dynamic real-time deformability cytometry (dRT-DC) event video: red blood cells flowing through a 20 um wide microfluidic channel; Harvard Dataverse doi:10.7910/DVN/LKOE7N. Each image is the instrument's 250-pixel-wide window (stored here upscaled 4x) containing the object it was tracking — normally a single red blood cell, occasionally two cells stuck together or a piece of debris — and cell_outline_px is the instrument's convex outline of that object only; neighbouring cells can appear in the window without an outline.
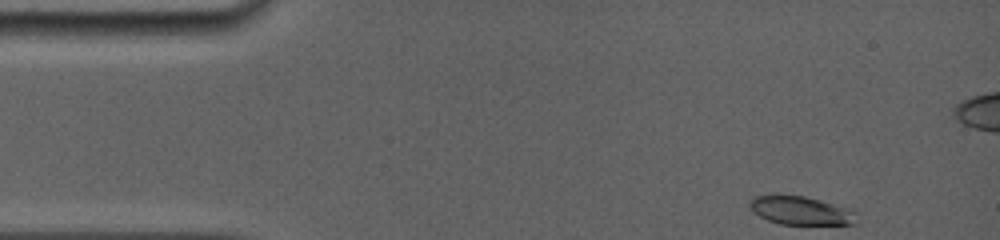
{"species": "common noctule bat (a hibernating species)", "species_latin": "Nyctalus noctula", "temperature_condition": "room temperature", "stored_images_in_passage": 39, "camera_frame_rate_fps": 5000, "um_per_image_px": 0.085, "animal": {"sex": "female", "body_mass_g": 19.0, "forearm_length_mm": 56.7}, "frame": {"image": 1, "passage_image": 1, "time_ms": 0.0, "image_size_px": [1000, 240], "cell_outline_px": [[856, 224], [780, 224], [768, 220], [752, 212], [748, 204], [752, 196], [804, 196], [820, 200], [856, 212]], "centroid_in_image_um": [68.02, 17.91], "position_along_channel_um": 17.0, "area_um2": 17.34}}
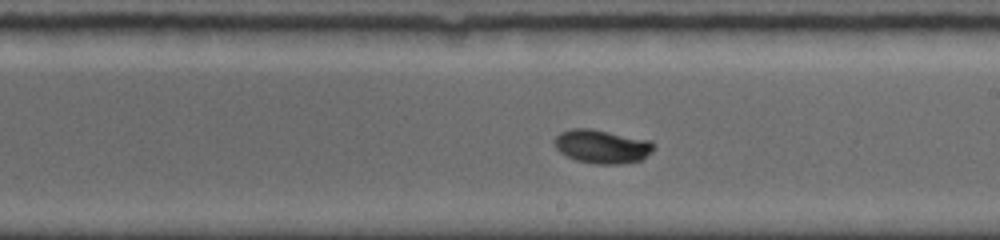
{"frame": {"image": 2, "passage_image": 25, "time_ms": 7.8, "image_size_px": [1000, 240], "cell_outline_px": [[656, 148], [652, 152], [640, 160], [620, 164], [596, 164], [576, 160], [560, 152], [556, 148], [552, 140], [560, 132], [572, 128], [588, 128], [652, 140], [656, 144]], "centroid_in_image_um": [51.19, 12.44], "position_along_channel_um": 237.8, "area_um2": 19.65}}
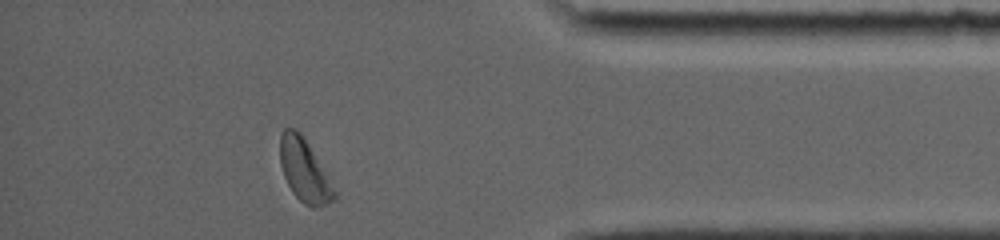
{"frame": {"image": 3, "passage_image": 37, "time_ms": 12.6, "image_size_px": [1000, 240], "cell_outline_px": [[336, 200], [316, 208], [312, 208], [304, 204], [292, 192], [284, 176], [280, 164], [280, 132], [284, 128], [296, 128], [300, 132], [336, 192]], "centroid_in_image_um": [25.83, 14.51], "position_along_channel_um": 409.4, "area_um2": 19.36}, "authors_computed_cell_mechanics": {"area_um2": 19.074, "velocity_mm_per_s": 3.9074, "shape_relaxation_time_tau1_ms": 3.3304, "shape_relaxation_time_tau2_ms": null, "deformation_change_tau1": 0.1467, "deformation_change_tau2": null}}